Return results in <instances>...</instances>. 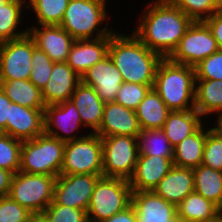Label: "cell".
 Wrapping results in <instances>:
<instances>
[{
	"label": "cell",
	"instance_id": "1",
	"mask_svg": "<svg viewBox=\"0 0 222 222\" xmlns=\"http://www.w3.org/2000/svg\"><path fill=\"white\" fill-rule=\"evenodd\" d=\"M134 33L151 51L169 58L193 20L167 0H155Z\"/></svg>",
	"mask_w": 222,
	"mask_h": 222
},
{
	"label": "cell",
	"instance_id": "2",
	"mask_svg": "<svg viewBox=\"0 0 222 222\" xmlns=\"http://www.w3.org/2000/svg\"><path fill=\"white\" fill-rule=\"evenodd\" d=\"M108 55L120 71L123 82L153 86L156 71L163 57L151 51L133 33L130 36L110 35Z\"/></svg>",
	"mask_w": 222,
	"mask_h": 222
},
{
	"label": "cell",
	"instance_id": "3",
	"mask_svg": "<svg viewBox=\"0 0 222 222\" xmlns=\"http://www.w3.org/2000/svg\"><path fill=\"white\" fill-rule=\"evenodd\" d=\"M195 87L194 67L174 63L169 58L159 63L153 89L171 111L195 109Z\"/></svg>",
	"mask_w": 222,
	"mask_h": 222
},
{
	"label": "cell",
	"instance_id": "4",
	"mask_svg": "<svg viewBox=\"0 0 222 222\" xmlns=\"http://www.w3.org/2000/svg\"><path fill=\"white\" fill-rule=\"evenodd\" d=\"M65 142L45 133L23 141L19 171L58 177L63 163Z\"/></svg>",
	"mask_w": 222,
	"mask_h": 222
},
{
	"label": "cell",
	"instance_id": "5",
	"mask_svg": "<svg viewBox=\"0 0 222 222\" xmlns=\"http://www.w3.org/2000/svg\"><path fill=\"white\" fill-rule=\"evenodd\" d=\"M106 0H69L60 26L75 40L90 39L93 32L94 39L112 35L114 32L108 27L98 29L97 26L106 18Z\"/></svg>",
	"mask_w": 222,
	"mask_h": 222
},
{
	"label": "cell",
	"instance_id": "6",
	"mask_svg": "<svg viewBox=\"0 0 222 222\" xmlns=\"http://www.w3.org/2000/svg\"><path fill=\"white\" fill-rule=\"evenodd\" d=\"M131 196L132 189L128 180L102 176L86 211L88 222H102L123 211L131 205Z\"/></svg>",
	"mask_w": 222,
	"mask_h": 222
},
{
	"label": "cell",
	"instance_id": "7",
	"mask_svg": "<svg viewBox=\"0 0 222 222\" xmlns=\"http://www.w3.org/2000/svg\"><path fill=\"white\" fill-rule=\"evenodd\" d=\"M55 181V176L18 171L13 176L8 196L32 214L43 213L53 201Z\"/></svg>",
	"mask_w": 222,
	"mask_h": 222
},
{
	"label": "cell",
	"instance_id": "8",
	"mask_svg": "<svg viewBox=\"0 0 222 222\" xmlns=\"http://www.w3.org/2000/svg\"><path fill=\"white\" fill-rule=\"evenodd\" d=\"M102 140L90 133L65 143L60 174H102Z\"/></svg>",
	"mask_w": 222,
	"mask_h": 222
},
{
	"label": "cell",
	"instance_id": "9",
	"mask_svg": "<svg viewBox=\"0 0 222 222\" xmlns=\"http://www.w3.org/2000/svg\"><path fill=\"white\" fill-rule=\"evenodd\" d=\"M102 176L129 180L139 156L137 137L116 135L101 137Z\"/></svg>",
	"mask_w": 222,
	"mask_h": 222
},
{
	"label": "cell",
	"instance_id": "10",
	"mask_svg": "<svg viewBox=\"0 0 222 222\" xmlns=\"http://www.w3.org/2000/svg\"><path fill=\"white\" fill-rule=\"evenodd\" d=\"M218 50L217 42L207 24L204 21H193L169 59L177 64L194 67Z\"/></svg>",
	"mask_w": 222,
	"mask_h": 222
},
{
	"label": "cell",
	"instance_id": "11",
	"mask_svg": "<svg viewBox=\"0 0 222 222\" xmlns=\"http://www.w3.org/2000/svg\"><path fill=\"white\" fill-rule=\"evenodd\" d=\"M34 40L27 34L16 40L0 43V81L30 78Z\"/></svg>",
	"mask_w": 222,
	"mask_h": 222
},
{
	"label": "cell",
	"instance_id": "12",
	"mask_svg": "<svg viewBox=\"0 0 222 222\" xmlns=\"http://www.w3.org/2000/svg\"><path fill=\"white\" fill-rule=\"evenodd\" d=\"M101 177L102 174H60L56 177L53 202L87 211L92 193Z\"/></svg>",
	"mask_w": 222,
	"mask_h": 222
},
{
	"label": "cell",
	"instance_id": "13",
	"mask_svg": "<svg viewBox=\"0 0 222 222\" xmlns=\"http://www.w3.org/2000/svg\"><path fill=\"white\" fill-rule=\"evenodd\" d=\"M81 82L93 87L104 103L114 102L123 83L120 71L107 54L89 68L81 77Z\"/></svg>",
	"mask_w": 222,
	"mask_h": 222
},
{
	"label": "cell",
	"instance_id": "14",
	"mask_svg": "<svg viewBox=\"0 0 222 222\" xmlns=\"http://www.w3.org/2000/svg\"><path fill=\"white\" fill-rule=\"evenodd\" d=\"M40 26V29L36 26L28 29L36 47L44 51L53 62H66L75 39L60 25Z\"/></svg>",
	"mask_w": 222,
	"mask_h": 222
},
{
	"label": "cell",
	"instance_id": "15",
	"mask_svg": "<svg viewBox=\"0 0 222 222\" xmlns=\"http://www.w3.org/2000/svg\"><path fill=\"white\" fill-rule=\"evenodd\" d=\"M44 110L11 103L9 119L6 121V134L22 142L42 135L44 133Z\"/></svg>",
	"mask_w": 222,
	"mask_h": 222
},
{
	"label": "cell",
	"instance_id": "16",
	"mask_svg": "<svg viewBox=\"0 0 222 222\" xmlns=\"http://www.w3.org/2000/svg\"><path fill=\"white\" fill-rule=\"evenodd\" d=\"M141 128L136 112L114 102L105 103L103 117L96 132L100 137L124 135L138 137Z\"/></svg>",
	"mask_w": 222,
	"mask_h": 222
},
{
	"label": "cell",
	"instance_id": "17",
	"mask_svg": "<svg viewBox=\"0 0 222 222\" xmlns=\"http://www.w3.org/2000/svg\"><path fill=\"white\" fill-rule=\"evenodd\" d=\"M131 205L138 222H174L177 209L152 191H132Z\"/></svg>",
	"mask_w": 222,
	"mask_h": 222
},
{
	"label": "cell",
	"instance_id": "18",
	"mask_svg": "<svg viewBox=\"0 0 222 222\" xmlns=\"http://www.w3.org/2000/svg\"><path fill=\"white\" fill-rule=\"evenodd\" d=\"M52 125L68 134L78 130L77 128L83 125L79 111L71 100L59 104L46 105L44 110V133L65 143L70 140L79 139L75 135L63 136L54 130Z\"/></svg>",
	"mask_w": 222,
	"mask_h": 222
},
{
	"label": "cell",
	"instance_id": "19",
	"mask_svg": "<svg viewBox=\"0 0 222 222\" xmlns=\"http://www.w3.org/2000/svg\"><path fill=\"white\" fill-rule=\"evenodd\" d=\"M49 77L50 79L41 90L46 105L70 100L73 92L81 83V77L66 62L54 63Z\"/></svg>",
	"mask_w": 222,
	"mask_h": 222
},
{
	"label": "cell",
	"instance_id": "20",
	"mask_svg": "<svg viewBox=\"0 0 222 222\" xmlns=\"http://www.w3.org/2000/svg\"><path fill=\"white\" fill-rule=\"evenodd\" d=\"M173 166L171 158L138 156L134 173L128 180L132 191H152Z\"/></svg>",
	"mask_w": 222,
	"mask_h": 222
},
{
	"label": "cell",
	"instance_id": "21",
	"mask_svg": "<svg viewBox=\"0 0 222 222\" xmlns=\"http://www.w3.org/2000/svg\"><path fill=\"white\" fill-rule=\"evenodd\" d=\"M110 35L97 39L75 40L66 63L80 76L108 54Z\"/></svg>",
	"mask_w": 222,
	"mask_h": 222
},
{
	"label": "cell",
	"instance_id": "22",
	"mask_svg": "<svg viewBox=\"0 0 222 222\" xmlns=\"http://www.w3.org/2000/svg\"><path fill=\"white\" fill-rule=\"evenodd\" d=\"M153 191L175 206L194 192L193 169L173 166Z\"/></svg>",
	"mask_w": 222,
	"mask_h": 222
},
{
	"label": "cell",
	"instance_id": "23",
	"mask_svg": "<svg viewBox=\"0 0 222 222\" xmlns=\"http://www.w3.org/2000/svg\"><path fill=\"white\" fill-rule=\"evenodd\" d=\"M70 100L79 111L82 124L91 127L92 133H96L102 121L105 103L95 89L81 82L73 92Z\"/></svg>",
	"mask_w": 222,
	"mask_h": 222
},
{
	"label": "cell",
	"instance_id": "24",
	"mask_svg": "<svg viewBox=\"0 0 222 222\" xmlns=\"http://www.w3.org/2000/svg\"><path fill=\"white\" fill-rule=\"evenodd\" d=\"M182 222H217L222 219L218 206L202 195L192 192L176 206Z\"/></svg>",
	"mask_w": 222,
	"mask_h": 222
},
{
	"label": "cell",
	"instance_id": "25",
	"mask_svg": "<svg viewBox=\"0 0 222 222\" xmlns=\"http://www.w3.org/2000/svg\"><path fill=\"white\" fill-rule=\"evenodd\" d=\"M201 115L195 110L171 111L162 130L173 147L193 134L203 123Z\"/></svg>",
	"mask_w": 222,
	"mask_h": 222
},
{
	"label": "cell",
	"instance_id": "26",
	"mask_svg": "<svg viewBox=\"0 0 222 222\" xmlns=\"http://www.w3.org/2000/svg\"><path fill=\"white\" fill-rule=\"evenodd\" d=\"M141 130L162 129L171 110L151 88L135 110Z\"/></svg>",
	"mask_w": 222,
	"mask_h": 222
},
{
	"label": "cell",
	"instance_id": "27",
	"mask_svg": "<svg viewBox=\"0 0 222 222\" xmlns=\"http://www.w3.org/2000/svg\"><path fill=\"white\" fill-rule=\"evenodd\" d=\"M202 128L203 124L174 147L173 162L175 166L193 169L202 164L203 150L208 134V131L204 132Z\"/></svg>",
	"mask_w": 222,
	"mask_h": 222
},
{
	"label": "cell",
	"instance_id": "28",
	"mask_svg": "<svg viewBox=\"0 0 222 222\" xmlns=\"http://www.w3.org/2000/svg\"><path fill=\"white\" fill-rule=\"evenodd\" d=\"M0 86L12 103L33 109H45L46 107L41 89L29 79L0 81Z\"/></svg>",
	"mask_w": 222,
	"mask_h": 222
},
{
	"label": "cell",
	"instance_id": "29",
	"mask_svg": "<svg viewBox=\"0 0 222 222\" xmlns=\"http://www.w3.org/2000/svg\"><path fill=\"white\" fill-rule=\"evenodd\" d=\"M198 82V83H197ZM195 110L201 115L222 114V80L196 79Z\"/></svg>",
	"mask_w": 222,
	"mask_h": 222
},
{
	"label": "cell",
	"instance_id": "30",
	"mask_svg": "<svg viewBox=\"0 0 222 222\" xmlns=\"http://www.w3.org/2000/svg\"><path fill=\"white\" fill-rule=\"evenodd\" d=\"M194 192L217 206L222 201V172L203 164L193 168Z\"/></svg>",
	"mask_w": 222,
	"mask_h": 222
},
{
	"label": "cell",
	"instance_id": "31",
	"mask_svg": "<svg viewBox=\"0 0 222 222\" xmlns=\"http://www.w3.org/2000/svg\"><path fill=\"white\" fill-rule=\"evenodd\" d=\"M139 156L174 158V147L162 129L141 130L138 134Z\"/></svg>",
	"mask_w": 222,
	"mask_h": 222
},
{
	"label": "cell",
	"instance_id": "32",
	"mask_svg": "<svg viewBox=\"0 0 222 222\" xmlns=\"http://www.w3.org/2000/svg\"><path fill=\"white\" fill-rule=\"evenodd\" d=\"M25 0H9L0 9V43L16 40L28 34V30L15 32Z\"/></svg>",
	"mask_w": 222,
	"mask_h": 222
},
{
	"label": "cell",
	"instance_id": "33",
	"mask_svg": "<svg viewBox=\"0 0 222 222\" xmlns=\"http://www.w3.org/2000/svg\"><path fill=\"white\" fill-rule=\"evenodd\" d=\"M40 25H60L69 0H27Z\"/></svg>",
	"mask_w": 222,
	"mask_h": 222
},
{
	"label": "cell",
	"instance_id": "34",
	"mask_svg": "<svg viewBox=\"0 0 222 222\" xmlns=\"http://www.w3.org/2000/svg\"><path fill=\"white\" fill-rule=\"evenodd\" d=\"M22 141L8 134H0V168L18 172L20 167Z\"/></svg>",
	"mask_w": 222,
	"mask_h": 222
},
{
	"label": "cell",
	"instance_id": "35",
	"mask_svg": "<svg viewBox=\"0 0 222 222\" xmlns=\"http://www.w3.org/2000/svg\"><path fill=\"white\" fill-rule=\"evenodd\" d=\"M180 8L193 21H203L220 11L217 0H167ZM205 14V15H204ZM204 15V16H203ZM206 16V17H205Z\"/></svg>",
	"mask_w": 222,
	"mask_h": 222
},
{
	"label": "cell",
	"instance_id": "36",
	"mask_svg": "<svg viewBox=\"0 0 222 222\" xmlns=\"http://www.w3.org/2000/svg\"><path fill=\"white\" fill-rule=\"evenodd\" d=\"M202 164L222 172V132L217 127L208 131Z\"/></svg>",
	"mask_w": 222,
	"mask_h": 222
},
{
	"label": "cell",
	"instance_id": "37",
	"mask_svg": "<svg viewBox=\"0 0 222 222\" xmlns=\"http://www.w3.org/2000/svg\"><path fill=\"white\" fill-rule=\"evenodd\" d=\"M32 70L29 80L38 88H42L46 85L50 79V74L52 73L53 62L44 51L35 47L33 49L32 56Z\"/></svg>",
	"mask_w": 222,
	"mask_h": 222
},
{
	"label": "cell",
	"instance_id": "38",
	"mask_svg": "<svg viewBox=\"0 0 222 222\" xmlns=\"http://www.w3.org/2000/svg\"><path fill=\"white\" fill-rule=\"evenodd\" d=\"M151 88L153 86L123 82L115 102L135 111Z\"/></svg>",
	"mask_w": 222,
	"mask_h": 222
},
{
	"label": "cell",
	"instance_id": "39",
	"mask_svg": "<svg viewBox=\"0 0 222 222\" xmlns=\"http://www.w3.org/2000/svg\"><path fill=\"white\" fill-rule=\"evenodd\" d=\"M43 213L50 222H88L86 210L58 205L53 201Z\"/></svg>",
	"mask_w": 222,
	"mask_h": 222
},
{
	"label": "cell",
	"instance_id": "40",
	"mask_svg": "<svg viewBox=\"0 0 222 222\" xmlns=\"http://www.w3.org/2000/svg\"><path fill=\"white\" fill-rule=\"evenodd\" d=\"M196 79L222 80V51L218 50L194 66Z\"/></svg>",
	"mask_w": 222,
	"mask_h": 222
},
{
	"label": "cell",
	"instance_id": "41",
	"mask_svg": "<svg viewBox=\"0 0 222 222\" xmlns=\"http://www.w3.org/2000/svg\"><path fill=\"white\" fill-rule=\"evenodd\" d=\"M31 214L9 196L0 197V222H27Z\"/></svg>",
	"mask_w": 222,
	"mask_h": 222
},
{
	"label": "cell",
	"instance_id": "42",
	"mask_svg": "<svg viewBox=\"0 0 222 222\" xmlns=\"http://www.w3.org/2000/svg\"><path fill=\"white\" fill-rule=\"evenodd\" d=\"M210 28L219 50L222 51V10L203 20Z\"/></svg>",
	"mask_w": 222,
	"mask_h": 222
},
{
	"label": "cell",
	"instance_id": "43",
	"mask_svg": "<svg viewBox=\"0 0 222 222\" xmlns=\"http://www.w3.org/2000/svg\"><path fill=\"white\" fill-rule=\"evenodd\" d=\"M11 100L0 86V130L6 134V121L9 119V107Z\"/></svg>",
	"mask_w": 222,
	"mask_h": 222
},
{
	"label": "cell",
	"instance_id": "44",
	"mask_svg": "<svg viewBox=\"0 0 222 222\" xmlns=\"http://www.w3.org/2000/svg\"><path fill=\"white\" fill-rule=\"evenodd\" d=\"M102 222H138L135 209L132 205L121 212L116 213L112 217L105 219Z\"/></svg>",
	"mask_w": 222,
	"mask_h": 222
},
{
	"label": "cell",
	"instance_id": "45",
	"mask_svg": "<svg viewBox=\"0 0 222 222\" xmlns=\"http://www.w3.org/2000/svg\"><path fill=\"white\" fill-rule=\"evenodd\" d=\"M14 172L0 168V197L9 195Z\"/></svg>",
	"mask_w": 222,
	"mask_h": 222
},
{
	"label": "cell",
	"instance_id": "46",
	"mask_svg": "<svg viewBox=\"0 0 222 222\" xmlns=\"http://www.w3.org/2000/svg\"><path fill=\"white\" fill-rule=\"evenodd\" d=\"M27 222H50L44 213L31 214Z\"/></svg>",
	"mask_w": 222,
	"mask_h": 222
},
{
	"label": "cell",
	"instance_id": "47",
	"mask_svg": "<svg viewBox=\"0 0 222 222\" xmlns=\"http://www.w3.org/2000/svg\"><path fill=\"white\" fill-rule=\"evenodd\" d=\"M217 128L222 132V114L219 115L218 120H217Z\"/></svg>",
	"mask_w": 222,
	"mask_h": 222
},
{
	"label": "cell",
	"instance_id": "48",
	"mask_svg": "<svg viewBox=\"0 0 222 222\" xmlns=\"http://www.w3.org/2000/svg\"><path fill=\"white\" fill-rule=\"evenodd\" d=\"M218 210H219V214L222 217V201L220 203V205L218 206Z\"/></svg>",
	"mask_w": 222,
	"mask_h": 222
},
{
	"label": "cell",
	"instance_id": "49",
	"mask_svg": "<svg viewBox=\"0 0 222 222\" xmlns=\"http://www.w3.org/2000/svg\"><path fill=\"white\" fill-rule=\"evenodd\" d=\"M9 0H0V9L2 8V5L7 3Z\"/></svg>",
	"mask_w": 222,
	"mask_h": 222
},
{
	"label": "cell",
	"instance_id": "50",
	"mask_svg": "<svg viewBox=\"0 0 222 222\" xmlns=\"http://www.w3.org/2000/svg\"><path fill=\"white\" fill-rule=\"evenodd\" d=\"M217 3L219 5L220 9L222 10V0H217Z\"/></svg>",
	"mask_w": 222,
	"mask_h": 222
},
{
	"label": "cell",
	"instance_id": "51",
	"mask_svg": "<svg viewBox=\"0 0 222 222\" xmlns=\"http://www.w3.org/2000/svg\"><path fill=\"white\" fill-rule=\"evenodd\" d=\"M174 222H182V221H181L180 219L177 218Z\"/></svg>",
	"mask_w": 222,
	"mask_h": 222
}]
</instances>
